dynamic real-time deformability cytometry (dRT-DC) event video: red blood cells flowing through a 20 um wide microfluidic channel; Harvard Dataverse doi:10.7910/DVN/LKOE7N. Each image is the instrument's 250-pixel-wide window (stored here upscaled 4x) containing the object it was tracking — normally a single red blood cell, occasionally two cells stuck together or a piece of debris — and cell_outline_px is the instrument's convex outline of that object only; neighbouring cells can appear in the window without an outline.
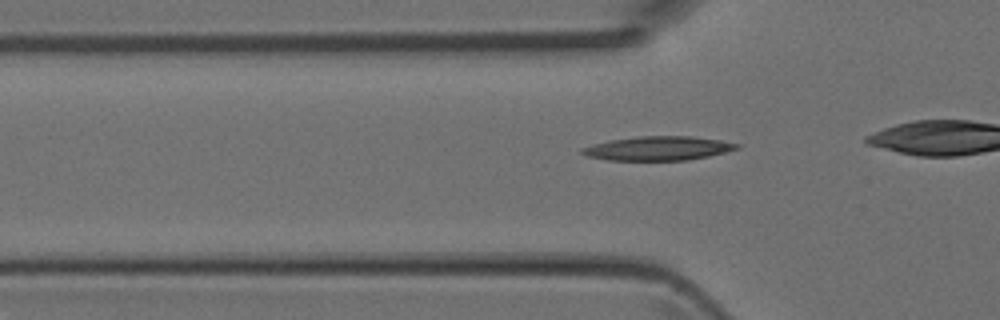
{"species": "Egyptian fruit bat (a non-hibernating species)", "species_latin": "Rousettus aegyptiacus", "temperature_condition": "room temperature", "stored_images_in_passage": 3, "camera_frame_rate_fps": 3000, "um_per_image_px": 0.085, "animal": {"sex": "female"}, "frame": {"image": 1, "passage_image": 3, "time_ms": 0.667, "image_size_px": [1000, 320], "cell_outline_px": [[740, 148], [708, 156], [688, 160], [608, 160], [588, 156], [580, 152], [580, 148], [608, 140], [636, 136], [692, 136], [720, 140], [740, 144]], "centroid_in_image_um": [55.93, 12.6], "position_along_channel_um": 69.9, "area_um2": 21.68}}